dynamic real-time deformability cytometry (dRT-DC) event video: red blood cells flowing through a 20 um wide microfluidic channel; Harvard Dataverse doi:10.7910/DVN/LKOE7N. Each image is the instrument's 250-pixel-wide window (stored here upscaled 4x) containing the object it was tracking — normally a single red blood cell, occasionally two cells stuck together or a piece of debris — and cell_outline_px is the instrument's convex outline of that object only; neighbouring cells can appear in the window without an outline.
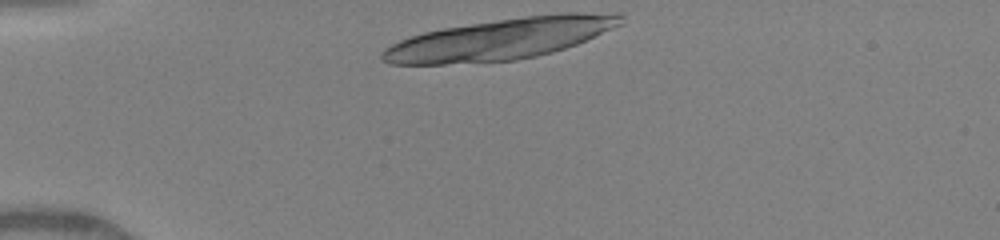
{"species": "human", "species_latin": "Homo sapiens", "temperature_condition": "warm", "stored_images_in_passage": 22, "camera_frame_rate_fps": 3000, "um_per_image_px": 0.085, "donor": {"sex": "female"}, "frame": {"image": 1, "passage_image": 1, "time_ms": 0.0, "image_size_px": [1000, 240], "cell_outline_px": [[624, 24], [576, 44], [552, 52], [536, 56], [516, 60], [444, 64], [392, 64], [380, 60], [380, 52], [384, 48], [400, 40], [424, 32], [444, 28], [524, 16], [564, 12], [620, 12], [624, 16]], "centroid_in_image_um": [42.6, 3.3], "position_along_channel_um": 42.4, "area_um2": 57.28}}
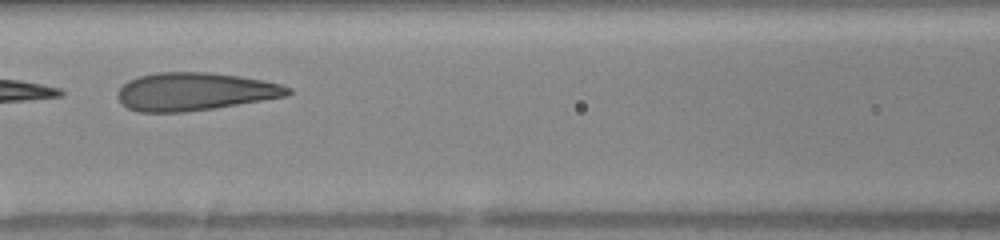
{"frame": {"image": 2, "passage_image": 10, "time_ms": 3.667, "image_size_px": [1000, 240], "cell_outline_px": [[292, 92], [288, 96], [212, 108], [184, 112], [140, 112], [128, 108], [116, 96], [116, 92], [128, 80], [140, 76], [156, 72], [208, 72], [240, 76], [264, 80], [280, 84], [292, 88]], "centroid_in_image_um": [16.56, 7.77], "position_along_channel_um": 150.0, "area_um2": 37.57}}